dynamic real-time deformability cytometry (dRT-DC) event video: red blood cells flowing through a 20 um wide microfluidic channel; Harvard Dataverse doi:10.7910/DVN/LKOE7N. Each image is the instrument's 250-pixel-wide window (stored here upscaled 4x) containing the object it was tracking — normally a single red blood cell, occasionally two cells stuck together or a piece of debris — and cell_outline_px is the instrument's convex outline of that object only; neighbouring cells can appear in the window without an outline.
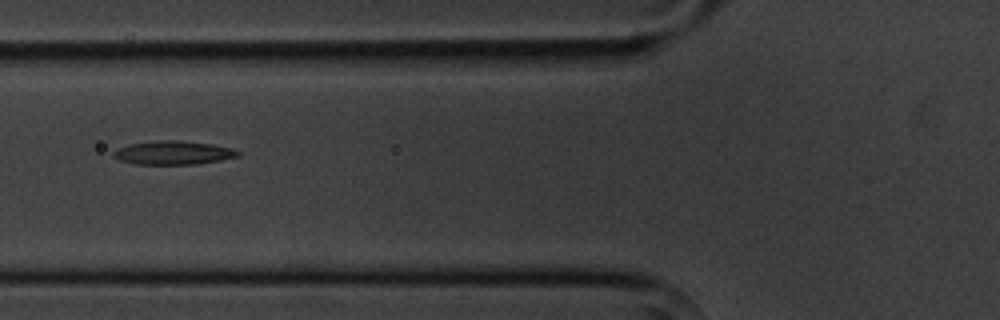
{"species": "common noctule bat (a hibernating species)", "species_latin": "Nyctalus noctula", "temperature_condition": "cold", "stored_images_in_passage": 3, "camera_frame_rate_fps": 3000, "um_per_image_px": 0.085, "animal": {"sex": "male", "body_mass_g": 20.1, "forearm_length_mm": 53.5}, "frame": {"image": 1, "passage_image": 2, "time_ms": 1.333, "image_size_px": [1000, 320], "cell_outline_px": [[240, 156], [220, 160], [196, 164], [136, 164], [120, 160], [112, 156], [112, 152], [116, 148], [128, 144], [156, 140], [180, 140], [212, 144], [232, 148], [240, 152]], "centroid_in_image_um": [14.7, 12.97], "position_along_channel_um": 111.1, "area_um2": 17.28}}
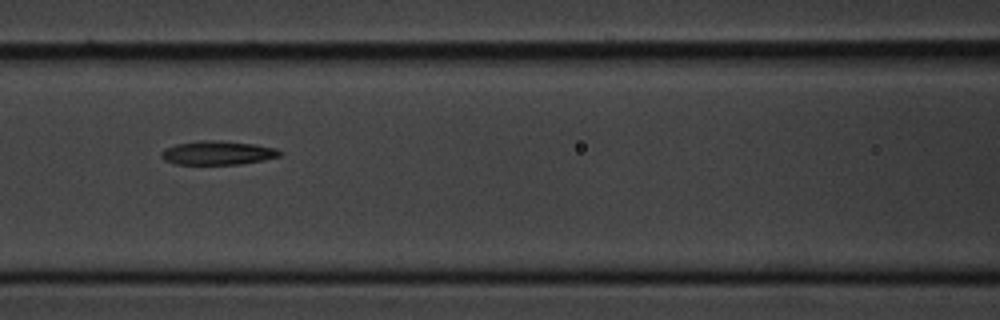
{"frame": {"image": 2, "passage_image": 3, "time_ms": 2.333, "image_size_px": [1000, 320], "cell_outline_px": [[284, 152], [280, 156], [264, 160], [240, 164], [176, 164], [164, 160], [160, 156], [160, 152], [164, 148], [176, 144], [200, 140], [212, 140], [256, 144], [276, 148]], "centroid_in_image_um": [18.5, 12.99], "position_along_channel_um": 148.1, "area_um2": 16.59}}